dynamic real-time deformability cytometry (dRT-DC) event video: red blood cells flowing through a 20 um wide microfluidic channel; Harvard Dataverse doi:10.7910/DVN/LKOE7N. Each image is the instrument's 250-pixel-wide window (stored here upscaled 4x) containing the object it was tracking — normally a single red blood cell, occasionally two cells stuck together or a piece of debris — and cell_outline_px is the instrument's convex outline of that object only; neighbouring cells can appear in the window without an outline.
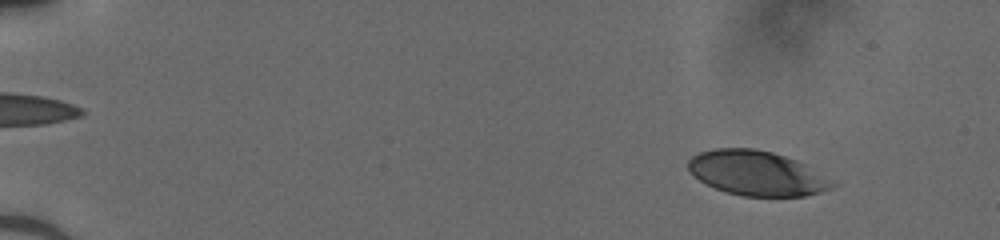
{"species": "human", "species_latin": "Homo sapiens", "temperature_condition": "cold", "stored_images_in_passage": 17, "camera_frame_rate_fps": 3000, "um_per_image_px": 0.085, "donor": {"sex": "male"}, "frame": {"image": 1, "passage_image": 6, "time_ms": 1.667, "image_size_px": [1000, 240], "cell_outline_px": [[836, 184], [828, 188], [804, 196], [744, 196], [728, 192], [716, 188], [700, 180], [688, 168], [688, 160], [692, 156], [700, 152], [716, 148], [752, 148], [772, 152], [796, 160], [836, 180]], "centroid_in_image_um": [64.34, 14.71], "position_along_channel_um": 20.7, "area_um2": 37.11}}